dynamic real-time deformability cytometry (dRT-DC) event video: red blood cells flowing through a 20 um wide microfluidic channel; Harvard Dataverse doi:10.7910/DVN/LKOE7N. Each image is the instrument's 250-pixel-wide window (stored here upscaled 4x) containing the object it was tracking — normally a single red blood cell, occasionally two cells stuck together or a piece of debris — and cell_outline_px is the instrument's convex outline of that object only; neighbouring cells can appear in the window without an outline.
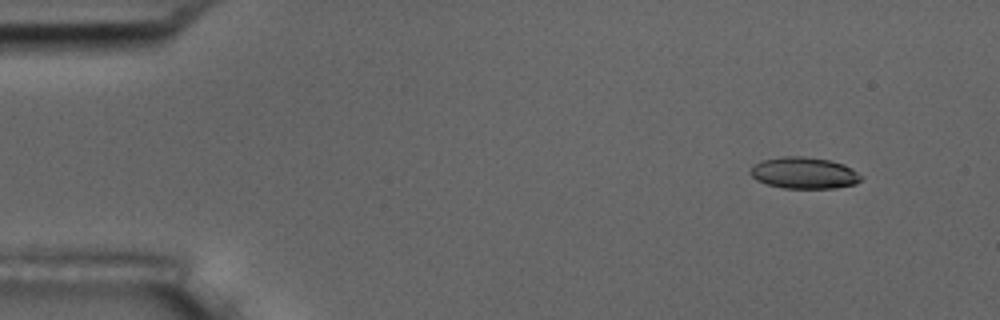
{"species": "common noctule bat (a hibernating species)", "species_latin": "Nyctalus noctula", "temperature_condition": "room temperature", "stored_images_in_passage": 4, "camera_frame_rate_fps": 3000, "um_per_image_px": 0.085, "animal": {"sex": "male", "body_mass_g": 17.5, "forearm_length_mm": 52.3}, "frame": {"image": 1, "passage_image": 1, "time_ms": 0.0, "image_size_px": [1000, 320], "cell_outline_px": [[860, 180], [856, 184], [836, 188], [784, 188], [768, 184], [756, 180], [748, 172], [756, 164], [764, 160], [784, 156], [800, 156], [828, 160], [844, 164], [852, 168], [860, 176]], "centroid_in_image_um": [68.35, 14.71], "position_along_channel_um": 16.7, "area_um2": 20.06}}
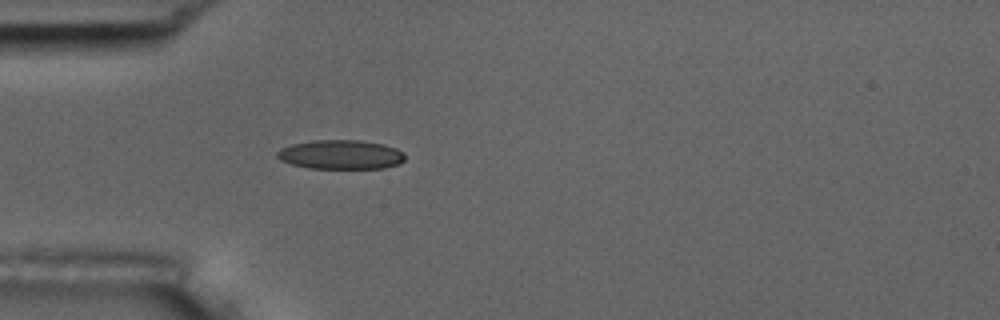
{"frame": {"image": 2, "passage_image": 4, "time_ms": 3.667, "image_size_px": [1000, 320], "cell_outline_px": [[404, 160], [400, 164], [384, 168], [308, 168], [292, 164], [280, 160], [276, 156], [276, 152], [280, 148], [292, 144], [312, 140], [360, 140], [384, 144], [396, 148], [404, 152]], "centroid_in_image_um": [28.97, 13.13], "position_along_channel_um": 56.0, "area_um2": 21.91}}